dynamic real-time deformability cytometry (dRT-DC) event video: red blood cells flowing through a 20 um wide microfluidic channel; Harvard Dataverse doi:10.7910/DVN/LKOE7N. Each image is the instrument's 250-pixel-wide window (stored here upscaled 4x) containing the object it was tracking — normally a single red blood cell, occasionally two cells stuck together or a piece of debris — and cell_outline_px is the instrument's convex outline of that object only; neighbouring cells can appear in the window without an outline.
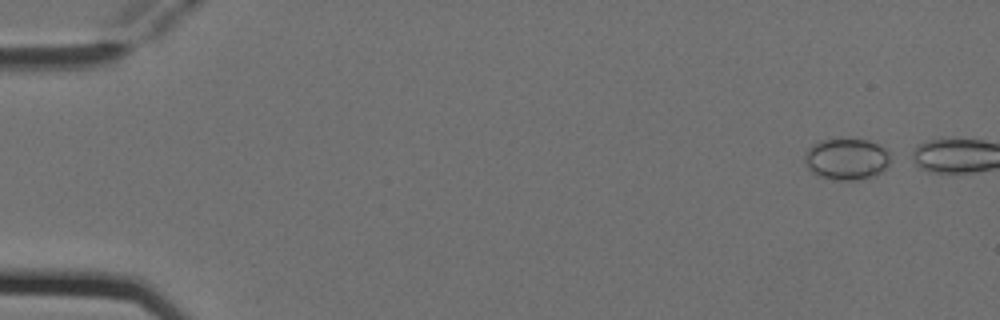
{"species": "Egyptian fruit bat (a non-hibernating species)", "species_latin": "Rousettus aegyptiacus", "temperature_condition": "cold", "stored_images_in_passage": 5, "camera_frame_rate_fps": 3000, "um_per_image_px": 0.085, "animal": {"sex": "female"}, "frame": {"image": 1, "passage_image": 5, "time_ms": 1.333, "image_size_px": [1000, 320], "cell_outline_px": [[888, 164], [884, 172], [872, 176], [852, 180], [840, 180], [820, 176], [812, 172], [808, 168], [804, 160], [804, 152], [812, 144], [824, 140], [840, 136], [868, 140], [884, 148], [888, 152]], "centroid_in_image_um": [71.93, 13.48], "position_along_channel_um": 13.1, "area_um2": 20.98}}